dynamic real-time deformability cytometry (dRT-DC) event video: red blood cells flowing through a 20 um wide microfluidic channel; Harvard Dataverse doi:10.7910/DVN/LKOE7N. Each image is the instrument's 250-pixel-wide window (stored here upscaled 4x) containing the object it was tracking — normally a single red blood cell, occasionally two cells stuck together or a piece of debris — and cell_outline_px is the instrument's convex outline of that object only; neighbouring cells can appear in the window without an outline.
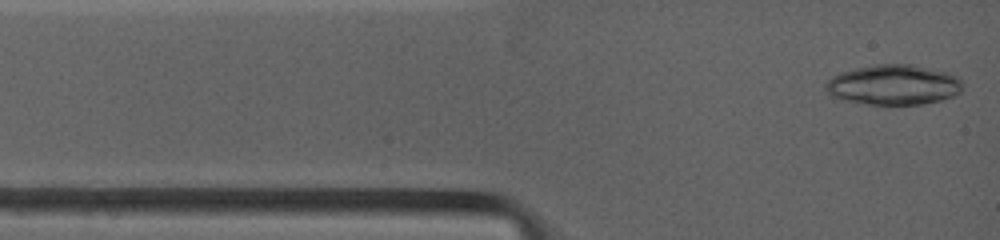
{"species": "common noctule bat (a hibernating species)", "species_latin": "Nyctalus noctula", "temperature_condition": "warm", "stored_images_in_passage": 13, "camera_frame_rate_fps": 4500, "um_per_image_px": 0.085, "animal": {"sex": "female", "body_mass_g": 19.0, "forearm_length_mm": 53.3}, "frame": {"image": 1, "passage_image": 1, "time_ms": 0.0, "image_size_px": [1000, 240], "cell_outline_px": [[960, 92], [952, 96], [940, 100], [924, 104], [868, 104], [848, 100], [832, 96], [824, 88], [824, 84], [832, 76], [840, 72], [856, 68], [876, 64], [912, 64], [948, 72], [960, 76]], "centroid_in_image_um": [75.95, 7.19], "position_along_channel_um": 9.1, "area_um2": 31.91}}